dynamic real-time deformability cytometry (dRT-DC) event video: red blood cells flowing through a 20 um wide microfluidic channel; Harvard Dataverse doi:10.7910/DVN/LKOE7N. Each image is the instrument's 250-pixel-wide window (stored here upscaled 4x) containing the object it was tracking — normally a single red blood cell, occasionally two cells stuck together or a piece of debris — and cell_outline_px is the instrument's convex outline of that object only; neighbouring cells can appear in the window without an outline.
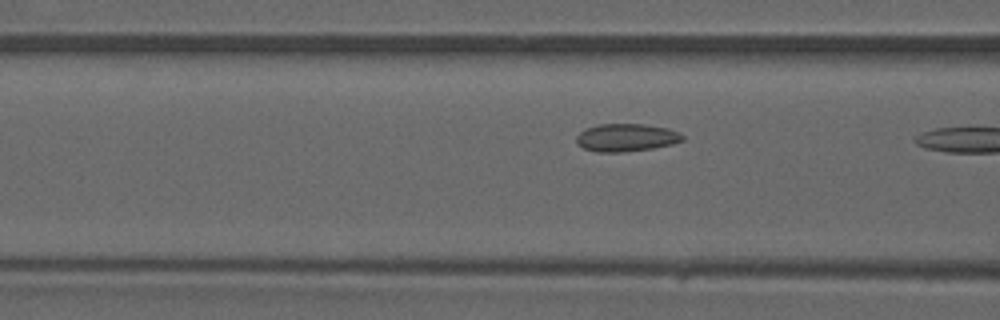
{"species": "common noctule bat (a hibernating species)", "species_latin": "Nyctalus noctula", "temperature_condition": "warm", "stored_images_in_passage": 5, "camera_frame_rate_fps": 3000, "um_per_image_px": 0.085, "animal": {"sex": "male", "forearm_length_mm": 52.5}, "frame": {"image": 1, "passage_image": 4, "time_ms": 1.0, "image_size_px": [1000, 320], "cell_outline_px": [[684, 140], [672, 144], [652, 148], [624, 152], [596, 152], [584, 148], [576, 140], [576, 136], [584, 128], [600, 124], [644, 124], [668, 128], [680, 132], [684, 136]], "centroid_in_image_um": [53.25, 11.69], "position_along_channel_um": 113.4, "area_um2": 17.22}}
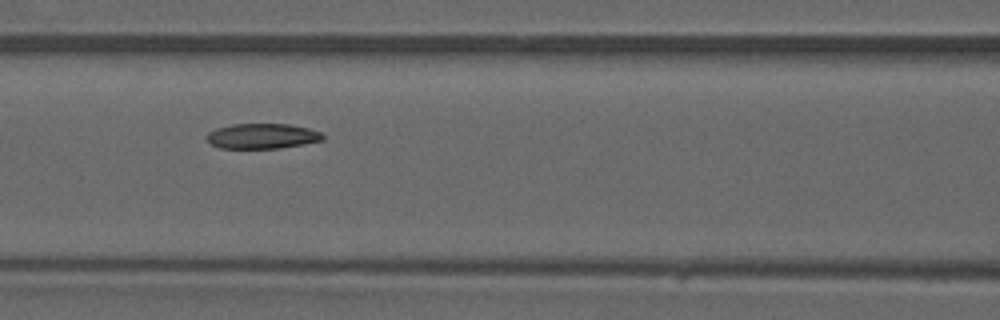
{"frame": {"image": 2, "passage_image": 5, "time_ms": 1.333, "image_size_px": [1000, 320], "cell_outline_px": [[324, 140], [304, 144], [280, 148], [220, 148], [212, 144], [208, 140], [208, 132], [216, 128], [232, 124], [288, 124], [308, 128], [320, 132], [324, 136]], "centroid_in_image_um": [22.31, 11.57], "position_along_channel_um": 144.3, "area_um2": 16.94}}